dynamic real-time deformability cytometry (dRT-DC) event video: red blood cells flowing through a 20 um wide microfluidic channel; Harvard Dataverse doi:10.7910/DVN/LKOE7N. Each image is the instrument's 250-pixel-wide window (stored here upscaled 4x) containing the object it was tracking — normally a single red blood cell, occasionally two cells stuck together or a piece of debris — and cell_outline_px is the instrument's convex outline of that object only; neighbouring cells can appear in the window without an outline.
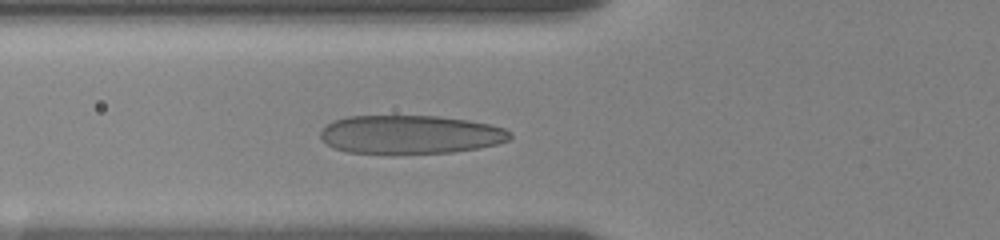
{"species": "human", "species_latin": "Homo sapiens", "temperature_condition": "room temperature", "stored_images_in_passage": 9, "camera_frame_rate_fps": 3000, "um_per_image_px": 0.085, "donor": {"sex": "female"}, "frame": {"image": 1, "passage_image": 4, "time_ms": 0.667, "image_size_px": [1000, 240], "cell_outline_px": [[512, 136], [508, 140], [496, 144], [476, 148], [452, 152], [348, 152], [336, 148], [320, 140], [320, 132], [332, 120], [348, 116], [440, 116], [468, 120], [488, 124], [504, 128], [512, 132]], "centroid_in_image_um": [34.88, 11.41], "position_along_channel_um": 90.9, "area_um2": 42.02}}
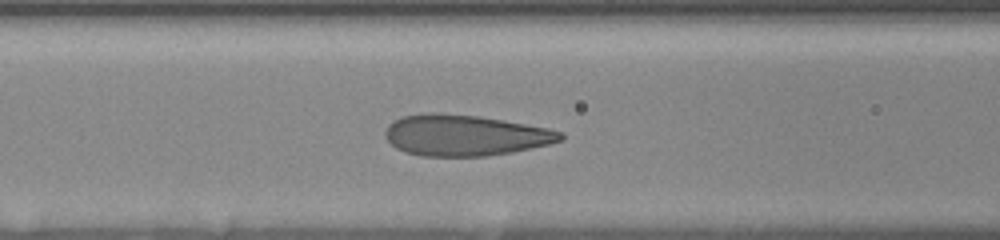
{"frame": {"image": 2, "passage_image": 8, "time_ms": 1.667, "image_size_px": [1000, 240], "cell_outline_px": [[564, 140], [548, 144], [512, 152], [484, 156], [420, 156], [404, 152], [396, 148], [384, 136], [384, 132], [388, 124], [400, 116], [432, 112], [436, 112], [480, 116], [548, 128], [564, 132]], "centroid_in_image_um": [39.5, 11.49], "position_along_channel_um": 127.1, "area_um2": 42.08}}